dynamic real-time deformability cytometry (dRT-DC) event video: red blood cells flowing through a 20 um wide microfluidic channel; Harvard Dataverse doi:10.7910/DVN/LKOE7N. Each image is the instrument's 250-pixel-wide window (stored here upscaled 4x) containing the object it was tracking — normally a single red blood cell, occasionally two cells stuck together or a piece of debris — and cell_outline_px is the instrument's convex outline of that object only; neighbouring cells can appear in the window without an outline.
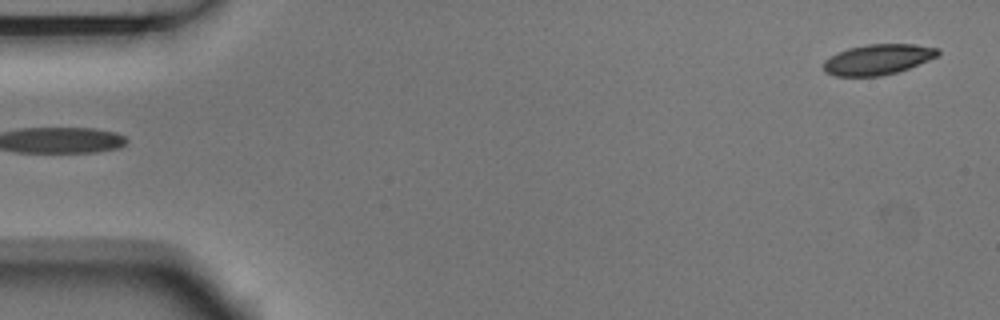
{"species": "Egyptian fruit bat (a non-hibernating species)", "species_latin": "Rousettus aegyptiacus", "temperature_condition": "room temperature", "stored_images_in_passage": 5, "segment_of_instrument_passage": [2, 2], "camera_frame_rate_fps": 3000, "um_per_image_px": 0.085, "animal": {"sex": "male"}, "frame": {"image": 1, "passage_image": 5, "time_ms": 1.333, "image_size_px": [1000, 320], "cell_outline_px": [[940, 56], [908, 68], [896, 72], [880, 76], [836, 76], [824, 72], [824, 60], [848, 48], [868, 44], [916, 44], [940, 48]], "centroid_in_image_um": [74.67, 5.05], "position_along_channel_um": 10.3, "area_um2": 20.29}}